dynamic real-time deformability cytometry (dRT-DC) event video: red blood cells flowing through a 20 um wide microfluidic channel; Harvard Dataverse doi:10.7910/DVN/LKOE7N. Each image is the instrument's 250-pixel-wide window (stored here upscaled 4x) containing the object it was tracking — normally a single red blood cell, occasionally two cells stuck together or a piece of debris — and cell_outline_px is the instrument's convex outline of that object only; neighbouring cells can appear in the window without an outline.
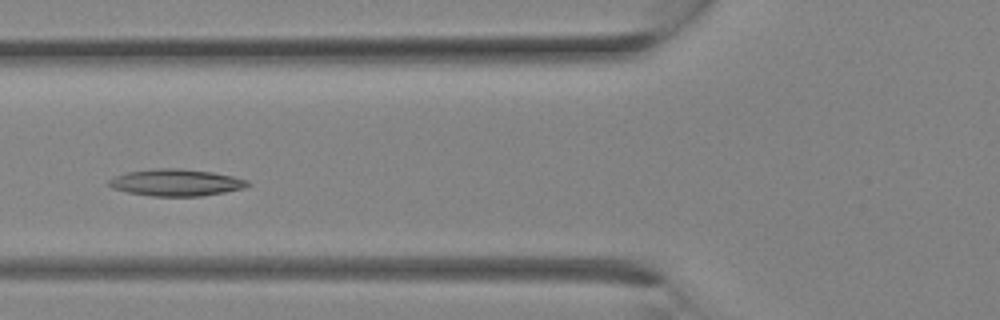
{"species": "Egyptian fruit bat (a non-hibernating species)", "species_latin": "Rousettus aegyptiacus", "temperature_condition": "room temperature", "stored_images_in_passage": 13, "camera_frame_rate_fps": 3000, "um_per_image_px": 0.085, "animal": {"sex": "female"}, "frame": {"image": 1, "passage_image": 10, "time_ms": 3.0, "image_size_px": [1000, 320], "cell_outline_px": [[252, 184], [244, 188], [224, 192], [200, 196], [152, 196], [128, 192], [112, 188], [108, 184], [108, 180], [116, 176], [128, 172], [152, 168], [180, 168], [212, 172], [232, 176], [248, 180]], "centroid_in_image_um": [14.98, 15.51], "position_along_channel_um": 110.8, "area_um2": 21.68}}
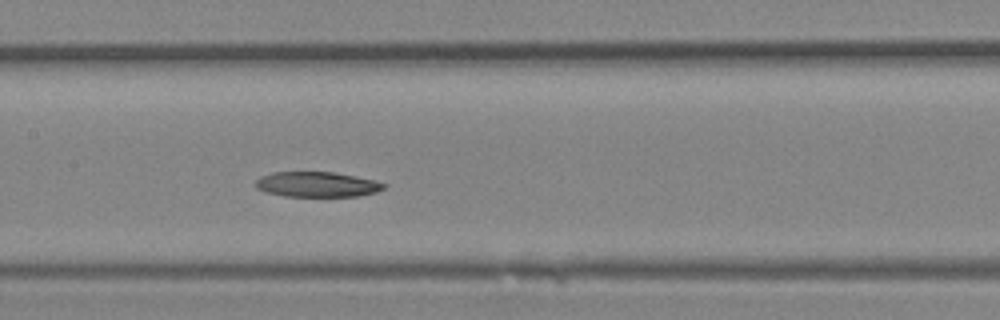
{"frame": {"image": 2, "passage_image": 13, "time_ms": 4.0, "image_size_px": [1000, 320], "cell_outline_px": [[388, 184], [384, 188], [376, 192], [360, 196], [284, 196], [268, 192], [256, 188], [256, 180], [260, 176], [272, 172], [332, 172], [356, 176], [376, 180]], "centroid_in_image_um": [26.98, 15.67], "position_along_channel_um": 180.4, "area_um2": 18.84}}